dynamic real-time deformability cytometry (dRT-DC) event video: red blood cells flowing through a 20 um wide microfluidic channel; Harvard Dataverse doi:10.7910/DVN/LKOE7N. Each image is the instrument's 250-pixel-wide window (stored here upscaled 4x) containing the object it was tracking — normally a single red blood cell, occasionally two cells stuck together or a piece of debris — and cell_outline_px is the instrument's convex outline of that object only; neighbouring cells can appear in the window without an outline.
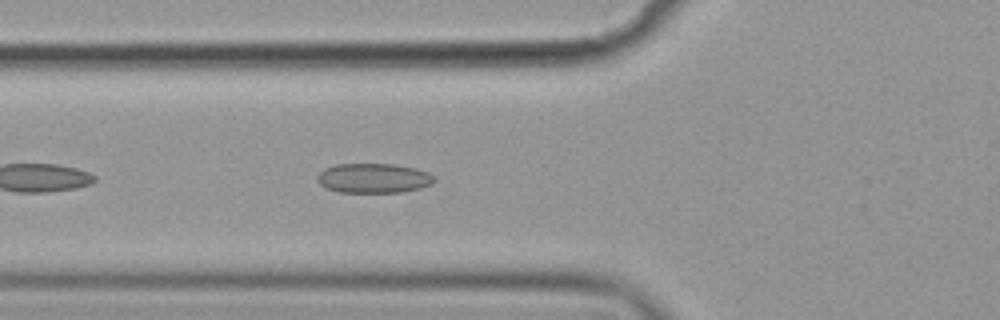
{"species": "common noctule bat (a hibernating species)", "species_latin": "Nyctalus noctula", "temperature_condition": "cold", "stored_images_in_passage": 36, "camera_frame_rate_fps": 3000, "um_per_image_px": 0.085, "animal": {"sex": "female", "body_mass_g": 19.9}, "frame": {"image": 1, "passage_image": 6, "time_ms": 1.667, "image_size_px": [1000, 320], "cell_outline_px": [[436, 180], [432, 184], [420, 188], [400, 192], [340, 192], [324, 188], [316, 180], [316, 176], [324, 168], [336, 164], [396, 164], [416, 168], [428, 172], [436, 176]], "centroid_in_image_um": [31.76, 15.14], "position_along_channel_um": 94.0, "area_um2": 20.46}}
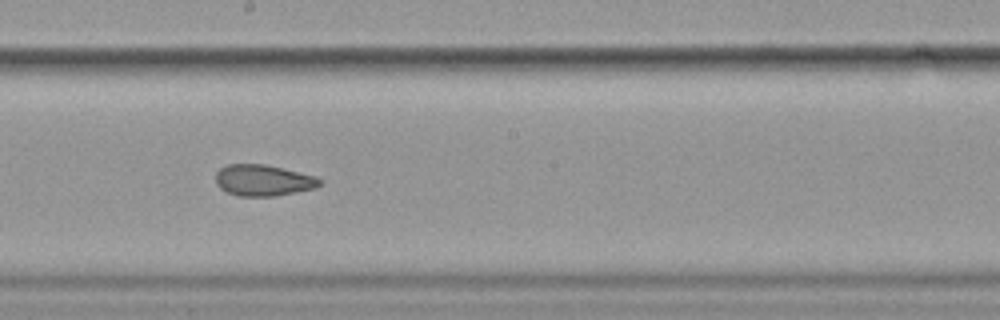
{"frame": {"image": 2, "passage_image": 17, "time_ms": 5.333, "image_size_px": [1000, 320], "cell_outline_px": [[324, 180], [316, 188], [276, 196], [236, 196], [220, 188], [216, 184], [216, 172], [220, 168], [228, 164], [264, 164], [316, 176]], "centroid_in_image_um": [22.38, 15.33], "position_along_channel_um": 225.8, "area_um2": 19.02}}
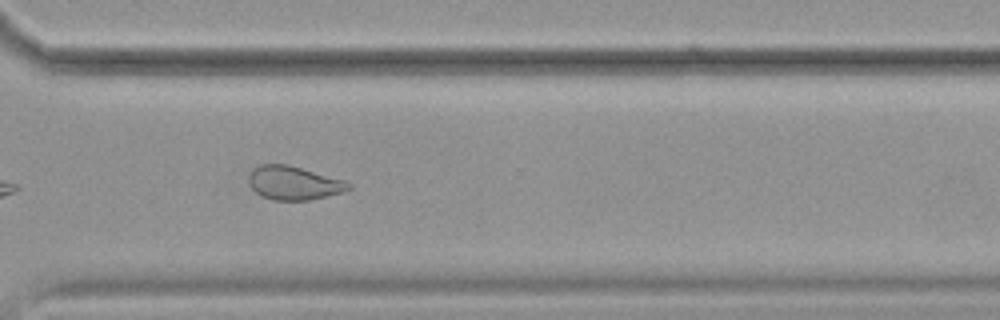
{"frame": {"image": 3, "passage_image": 27, "time_ms": 8.667, "image_size_px": [1000, 320], "cell_outline_px": [[352, 188], [344, 192], [308, 200], [272, 200], [256, 192], [248, 184], [248, 176], [260, 164], [288, 164], [344, 180], [352, 184]], "centroid_in_image_um": [24.99, 15.55], "position_along_channel_um": 345.6, "area_um2": 19.48}, "authors_computed_cell_mechanics": {"area_um2": 19.4786, "velocity_mm_per_s": 3.59, "shape_relaxation_time_tau1_ms": null, "shape_relaxation_time_tau2_ms": 2.3068, "deformation_change_tau1": null, "deformation_change_tau2": 0.0845}}